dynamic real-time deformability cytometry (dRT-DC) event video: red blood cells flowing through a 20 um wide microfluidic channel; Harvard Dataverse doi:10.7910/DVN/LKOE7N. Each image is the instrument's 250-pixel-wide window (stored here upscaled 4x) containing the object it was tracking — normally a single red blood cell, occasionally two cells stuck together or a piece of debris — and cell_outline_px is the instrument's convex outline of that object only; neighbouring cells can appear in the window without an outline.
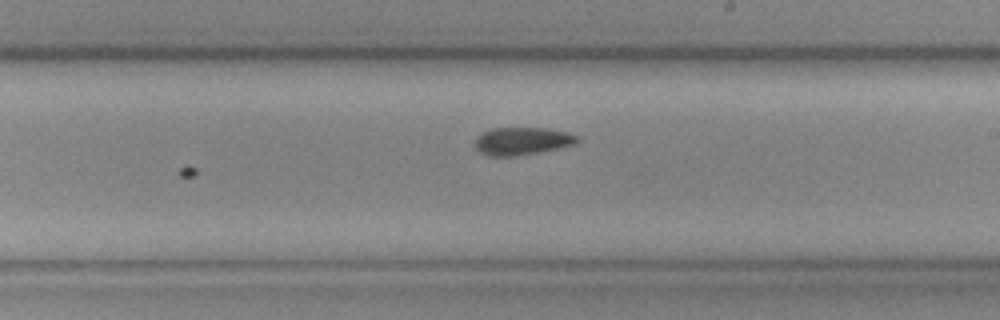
{"species": "common noctule bat (a hibernating species)", "species_latin": "Nyctalus noctula", "temperature_condition": "cold", "stored_images_in_passage": 26, "camera_frame_rate_fps": 3000, "um_per_image_px": 0.085, "animal": {"sex": "female", "body_mass_g": 19.3, "forearm_length_mm": 54.1}, "frame": {"image": 1, "passage_image": 26, "time_ms": 8.333, "image_size_px": [1000, 320], "cell_outline_px": [[580, 140], [576, 144], [560, 148], [540, 152], [516, 156], [488, 156], [480, 152], [476, 148], [476, 136], [492, 128], [544, 128], [568, 132], [576, 136]], "centroid_in_image_um": [44.4, 12.0], "position_along_channel_um": 244.6, "area_um2": 16.53}}